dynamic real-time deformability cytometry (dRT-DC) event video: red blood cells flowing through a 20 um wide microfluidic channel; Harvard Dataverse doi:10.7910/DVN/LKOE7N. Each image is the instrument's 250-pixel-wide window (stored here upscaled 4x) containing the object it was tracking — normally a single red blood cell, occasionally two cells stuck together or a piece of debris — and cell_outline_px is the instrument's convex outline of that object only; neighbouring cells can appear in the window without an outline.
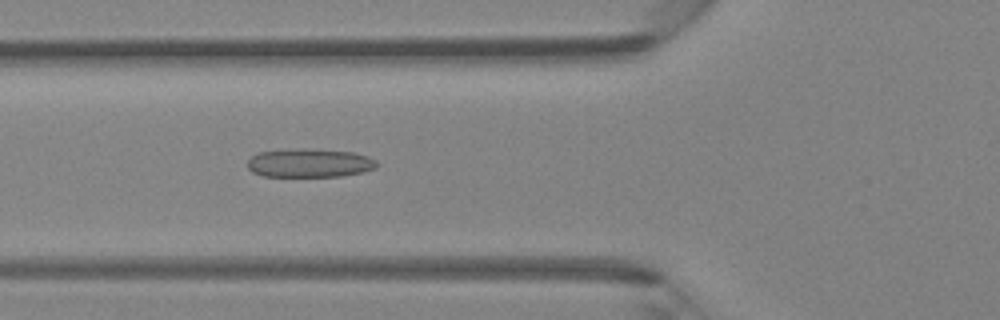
{"species": "Egyptian fruit bat (a non-hibernating species)", "species_latin": "Rousettus aegyptiacus", "temperature_condition": "room temperature", "stored_images_in_passage": 39, "camera_frame_rate_fps": 3000, "um_per_image_px": 0.085, "animal": {"sex": "female"}, "frame": {"image": 1, "passage_image": 10, "time_ms": 3.0, "image_size_px": [1000, 320], "cell_outline_px": [[380, 164], [376, 168], [364, 172], [340, 176], [264, 176], [252, 172], [248, 168], [248, 160], [256, 152], [296, 148], [304, 148], [352, 152], [368, 156], [376, 160]], "centroid_in_image_um": [26.32, 13.85], "position_along_channel_um": 99.5, "area_um2": 21.79}}
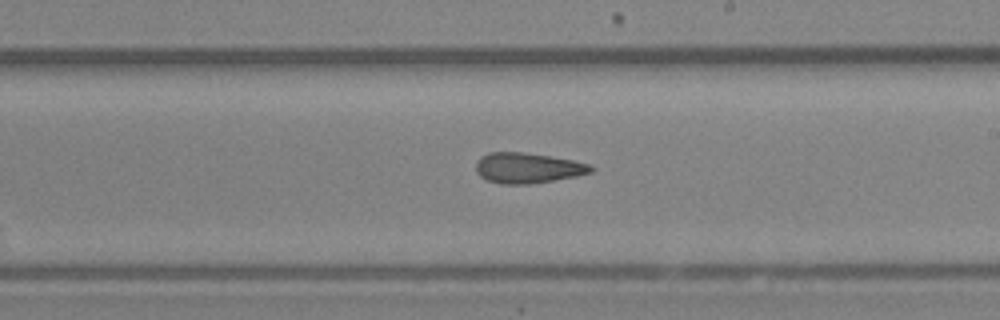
{"frame": {"image": 2, "passage_image": 20, "time_ms": 6.333, "image_size_px": [1000, 320], "cell_outline_px": [[596, 168], [592, 172], [576, 176], [528, 184], [500, 184], [488, 180], [480, 176], [476, 172], [476, 160], [480, 156], [488, 152], [524, 152], [572, 160], [588, 164]], "centroid_in_image_um": [44.81, 14.27], "position_along_channel_um": 244.2, "area_um2": 20.35}}
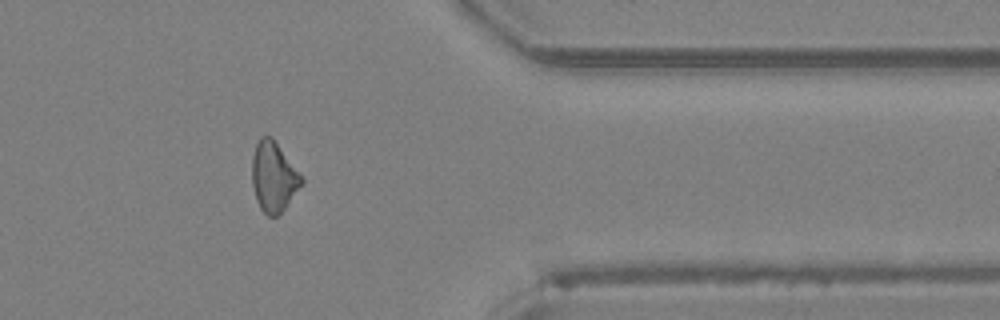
{"frame": {"image": 3, "passage_image": 31, "time_ms": 10.0, "image_size_px": [1000, 320], "cell_outline_px": [[304, 184], [284, 208], [276, 216], [268, 216], [260, 208], [256, 200], [252, 184], [252, 156], [256, 144], [260, 136], [272, 136], [304, 176]], "centroid_in_image_um": [23.28, 15.0], "position_along_channel_um": 388.1, "area_um2": 20.52}, "authors_computed_cell_mechanics": {"area_um2": 20.5768, "velocity_mm_per_s": 4.3413, "shape_relaxation_time_tau1_ms": null, "shape_relaxation_time_tau2_ms": 3.709, "deformation_change_tau1": null, "deformation_change_tau2": 0.124}}